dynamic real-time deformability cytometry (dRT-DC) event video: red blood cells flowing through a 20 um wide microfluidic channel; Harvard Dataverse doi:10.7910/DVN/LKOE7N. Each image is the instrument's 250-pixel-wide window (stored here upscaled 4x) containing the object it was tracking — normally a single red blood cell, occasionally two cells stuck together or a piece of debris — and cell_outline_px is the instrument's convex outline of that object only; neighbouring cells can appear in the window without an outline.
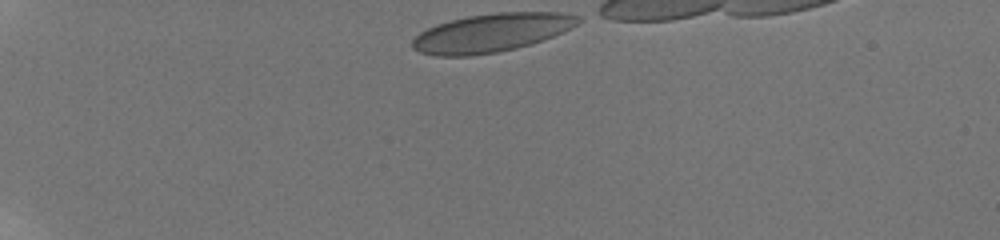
{"species": "human", "species_latin": "Homo sapiens", "temperature_condition": "room temperature", "stored_images_in_passage": 7, "camera_frame_rate_fps": 3000, "um_per_image_px": 0.085, "donor": {"sex": "male"}, "frame": {"image": 1, "passage_image": 1, "time_ms": 0.0, "image_size_px": [1000, 240], "cell_outline_px": [[584, 20], [572, 28], [552, 36], [516, 48], [500, 52], [468, 56], [436, 56], [420, 52], [412, 48], [412, 40], [420, 32], [436, 24], [448, 20], [468, 16], [500, 12], [560, 12], [580, 16]], "centroid_in_image_um": [41.77, 2.78], "position_along_channel_um": 43.2, "area_um2": 37.17}}